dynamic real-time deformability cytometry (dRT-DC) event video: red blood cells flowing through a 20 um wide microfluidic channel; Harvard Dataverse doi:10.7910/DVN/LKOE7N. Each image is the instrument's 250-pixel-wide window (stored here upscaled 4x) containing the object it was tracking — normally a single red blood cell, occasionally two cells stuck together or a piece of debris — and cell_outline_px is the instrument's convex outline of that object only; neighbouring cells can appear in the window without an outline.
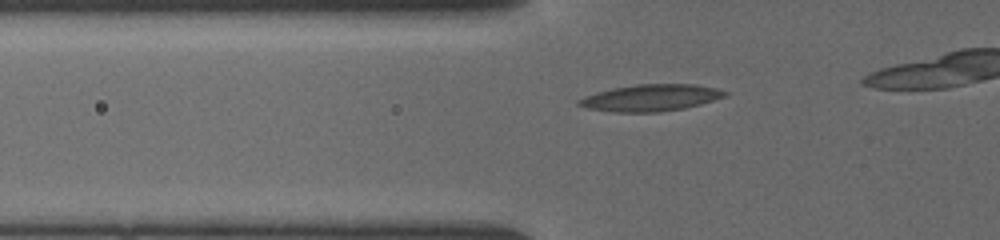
{"species": "common noctule bat (a hibernating species)", "species_latin": "Nyctalus noctula", "temperature_condition": "cold", "stored_images_in_passage": 4, "camera_frame_rate_fps": 3000, "um_per_image_px": 0.085, "animal": {"sex": "female", "body_mass_g": 19.5, "forearm_length_mm": 54.1}, "frame": {"image": 1, "passage_image": 3, "time_ms": 1.0, "image_size_px": [1000, 240], "cell_outline_px": [[728, 92], [724, 96], [700, 104], [684, 108], [660, 112], [612, 112], [588, 108], [576, 104], [576, 100], [584, 96], [596, 92], [616, 88], [640, 84], [696, 84], [716, 88]], "centroid_in_image_um": [55.28, 8.31], "position_along_channel_um": 70.5, "area_um2": 22.54}}